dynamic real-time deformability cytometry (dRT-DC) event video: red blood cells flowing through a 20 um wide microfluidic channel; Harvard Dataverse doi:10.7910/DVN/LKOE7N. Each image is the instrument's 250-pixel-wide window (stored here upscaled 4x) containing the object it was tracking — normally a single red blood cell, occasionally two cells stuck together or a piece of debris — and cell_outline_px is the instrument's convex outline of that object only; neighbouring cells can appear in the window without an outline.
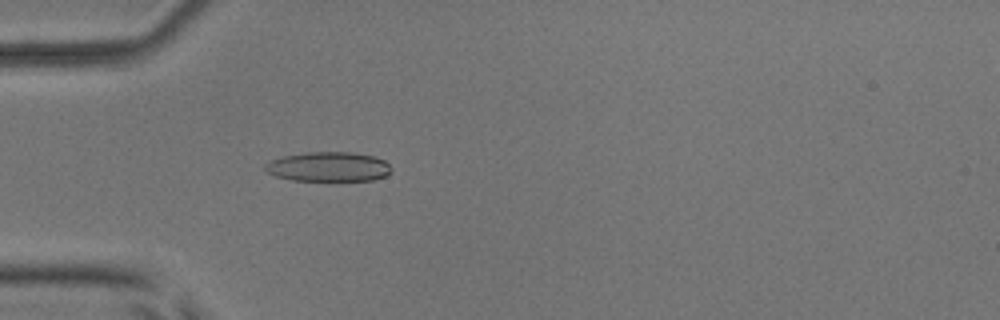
{"species": "common noctule bat (a hibernating species)", "species_latin": "Nyctalus noctula", "temperature_condition": "room temperature", "stored_images_in_passage": 44, "camera_frame_rate_fps": 3000, "um_per_image_px": 0.085, "animal": {"sex": "male", "body_mass_g": 17.9, "forearm_length_mm": 54.2}, "frame": {"image": 1, "passage_image": 16, "time_ms": 5.0, "image_size_px": [1000, 320], "cell_outline_px": [[392, 168], [384, 176], [372, 180], [332, 184], [292, 180], [276, 176], [268, 172], [264, 168], [264, 164], [272, 160], [284, 156], [308, 152], [352, 152], [372, 156], [384, 160]], "centroid_in_image_um": [27.92, 14.23], "position_along_channel_um": 57.1, "area_um2": 22.6}}
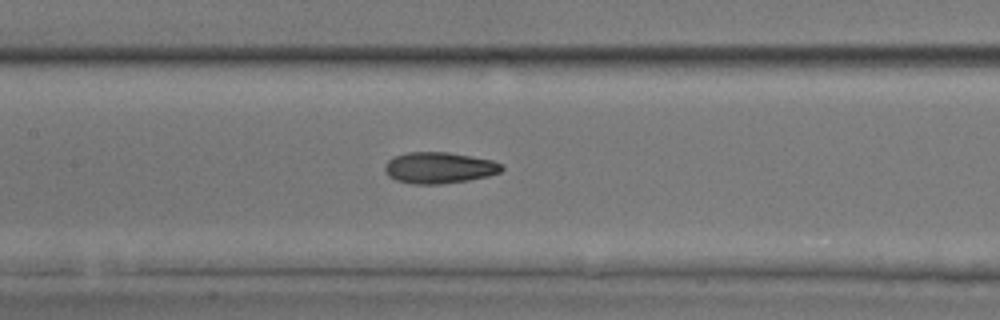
{"frame": {"image": 2, "passage_image": 25, "time_ms": 8.0, "image_size_px": [1000, 320], "cell_outline_px": [[504, 168], [500, 172], [488, 176], [468, 180], [440, 184], [412, 184], [396, 180], [388, 176], [384, 168], [384, 164], [392, 156], [408, 152], [448, 152], [492, 160], [504, 164]], "centroid_in_image_um": [37.31, 14.26], "position_along_channel_um": 170.1, "area_um2": 21.44}}
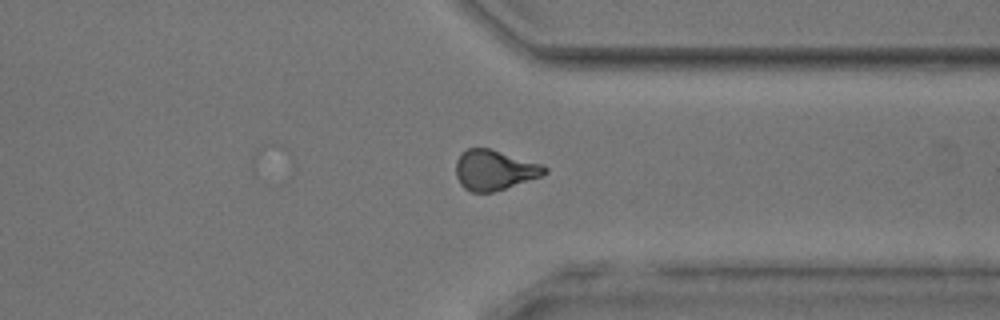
{"frame": {"image": 3, "passage_image": 40, "time_ms": 13.0, "image_size_px": [1000, 320], "cell_outline_px": [[548, 172], [540, 176], [492, 192], [472, 192], [464, 188], [460, 184], [456, 176], [456, 160], [460, 152], [468, 148], [488, 148], [544, 164], [548, 168]], "centroid_in_image_um": [42.0, 14.43], "position_along_channel_um": 369.4, "area_um2": 20.69}, "authors_computed_cell_mechanics": {"area_um2": 21.2993, "velocity_mm_per_s": 3.999, "shape_relaxation_time_tau1_ms": 6.1189, "shape_relaxation_time_tau2_ms": 2.8141, "deformation_change_tau1": 0.1772, "deformation_change_tau2": 0.0921}}